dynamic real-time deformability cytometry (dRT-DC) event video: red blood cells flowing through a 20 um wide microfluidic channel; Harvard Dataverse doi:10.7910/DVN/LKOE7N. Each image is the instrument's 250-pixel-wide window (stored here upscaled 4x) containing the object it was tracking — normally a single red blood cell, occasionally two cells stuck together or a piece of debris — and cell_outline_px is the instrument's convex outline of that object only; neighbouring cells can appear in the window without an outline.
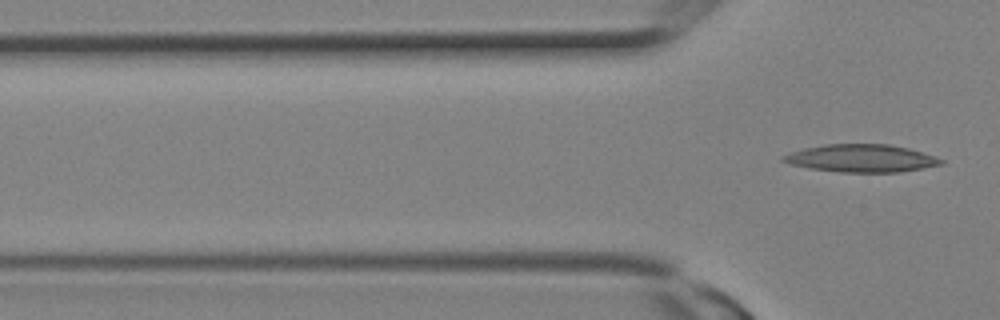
{"species": "Egyptian fruit bat (a non-hibernating species)", "species_latin": "Rousettus aegyptiacus", "temperature_condition": "room temperature", "stored_images_in_passage": 3, "camera_frame_rate_fps": 3000, "um_per_image_px": 0.085, "animal": {"sex": "female"}, "frame": {"image": 1, "passage_image": 3, "time_ms": 0.667, "image_size_px": [1000, 320], "cell_outline_px": [[944, 164], [924, 168], [900, 172], [840, 172], [808, 168], [792, 164], [780, 160], [780, 156], [804, 148], [824, 144], [888, 144], [908, 148], [924, 152], [944, 160]], "centroid_in_image_um": [73.22, 13.45], "position_along_channel_um": 52.6, "area_um2": 25.55}}